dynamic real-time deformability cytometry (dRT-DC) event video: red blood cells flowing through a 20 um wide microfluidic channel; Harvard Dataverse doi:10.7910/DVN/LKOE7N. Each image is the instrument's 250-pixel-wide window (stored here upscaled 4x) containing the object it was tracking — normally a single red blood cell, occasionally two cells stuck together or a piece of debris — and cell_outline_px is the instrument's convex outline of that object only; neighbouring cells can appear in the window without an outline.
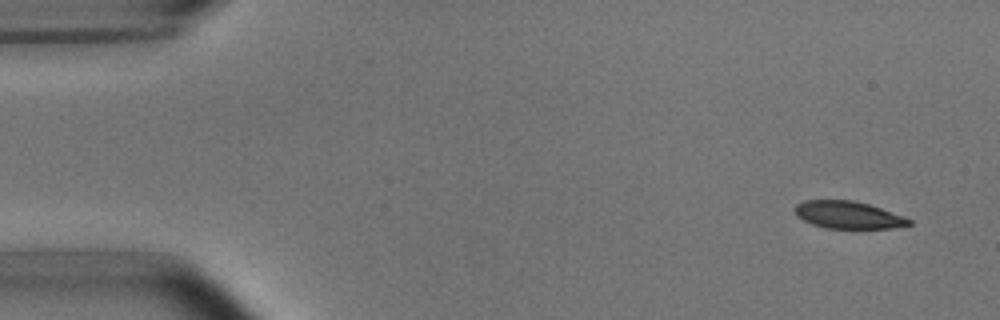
{"species": "common noctule bat (a hibernating species)", "species_latin": "Nyctalus noctula", "temperature_condition": "room temperature", "stored_images_in_passage": 4, "camera_frame_rate_fps": 3000, "um_per_image_px": 0.085, "animal": {"sex": "male", "body_mass_g": 15.6}, "frame": {"image": 1, "passage_image": 1, "time_ms": 0.0, "image_size_px": [1000, 320], "cell_outline_px": [[912, 224], [892, 228], [824, 228], [812, 224], [796, 216], [792, 208], [796, 204], [804, 200], [852, 200], [868, 204], [904, 216], [912, 220]], "centroid_in_image_um": [72.05, 18.26], "position_along_channel_um": 12.9, "area_um2": 18.26}}